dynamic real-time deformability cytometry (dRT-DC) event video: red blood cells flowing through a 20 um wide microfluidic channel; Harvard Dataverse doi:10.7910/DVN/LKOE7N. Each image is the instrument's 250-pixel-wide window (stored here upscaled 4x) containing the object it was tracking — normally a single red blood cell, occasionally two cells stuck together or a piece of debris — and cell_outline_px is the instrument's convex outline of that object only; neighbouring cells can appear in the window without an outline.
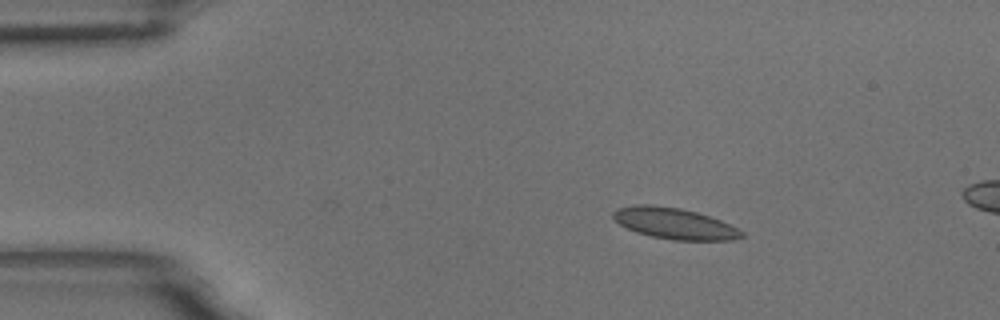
{"species": "common noctule bat (a hibernating species)", "species_latin": "Nyctalus noctula", "temperature_condition": "room temperature", "stored_images_in_passage": 6, "camera_frame_rate_fps": 3000, "um_per_image_px": 0.085, "animal": {"sex": "male", "body_mass_g": 18.8}, "frame": {"image": 1, "passage_image": 1, "time_ms": 0.0, "image_size_px": [1000, 320], "cell_outline_px": [[744, 236], [732, 240], [672, 240], [652, 236], [636, 232], [620, 224], [612, 216], [612, 212], [620, 208], [636, 204], [648, 204], [680, 208], [696, 212], [720, 220], [744, 232]], "centroid_in_image_um": [57.32, 18.99], "position_along_channel_um": 27.7, "area_um2": 23.0}}